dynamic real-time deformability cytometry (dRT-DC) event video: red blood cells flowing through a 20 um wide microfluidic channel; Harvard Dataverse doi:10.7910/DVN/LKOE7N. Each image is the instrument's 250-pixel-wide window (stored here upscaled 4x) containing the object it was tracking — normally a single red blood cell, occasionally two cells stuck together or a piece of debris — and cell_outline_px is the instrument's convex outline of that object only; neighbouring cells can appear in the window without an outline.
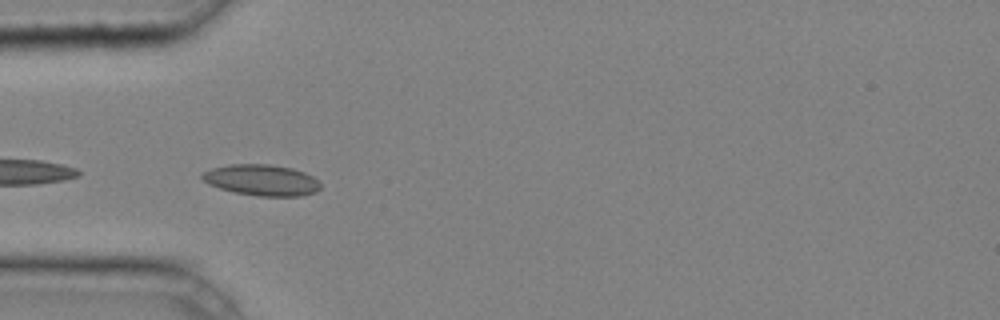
{"species": "common noctule bat (a hibernating species)", "species_latin": "Nyctalus noctula", "temperature_condition": "cold", "stored_images_in_passage": 24, "camera_frame_rate_fps": 3000, "um_per_image_px": 0.085, "animal": {"sex": "male", "body_mass_g": 20.4}, "frame": {"image": 1, "passage_image": 14, "time_ms": 4.333, "image_size_px": [1000, 320], "cell_outline_px": [[320, 188], [316, 192], [300, 196], [256, 196], [236, 192], [220, 188], [208, 184], [200, 176], [204, 172], [212, 168], [228, 164], [268, 164], [292, 168], [304, 172], [312, 176], [320, 184]], "centroid_in_image_um": [22.24, 15.3], "position_along_channel_um": 62.8, "area_um2": 21.33}}
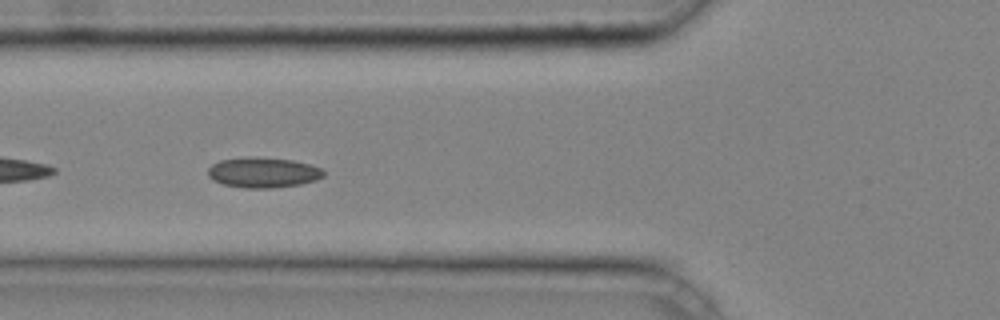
{"frame": {"image": 2, "passage_image": 17, "time_ms": 5.333, "image_size_px": [1000, 320], "cell_outline_px": [[324, 176], [316, 180], [300, 184], [272, 188], [244, 188], [224, 184], [212, 180], [208, 176], [208, 168], [212, 164], [220, 160], [256, 156], [292, 160], [312, 164], [324, 168]], "centroid_in_image_um": [22.39, 14.65], "position_along_channel_um": 103.4, "area_um2": 20.63}}